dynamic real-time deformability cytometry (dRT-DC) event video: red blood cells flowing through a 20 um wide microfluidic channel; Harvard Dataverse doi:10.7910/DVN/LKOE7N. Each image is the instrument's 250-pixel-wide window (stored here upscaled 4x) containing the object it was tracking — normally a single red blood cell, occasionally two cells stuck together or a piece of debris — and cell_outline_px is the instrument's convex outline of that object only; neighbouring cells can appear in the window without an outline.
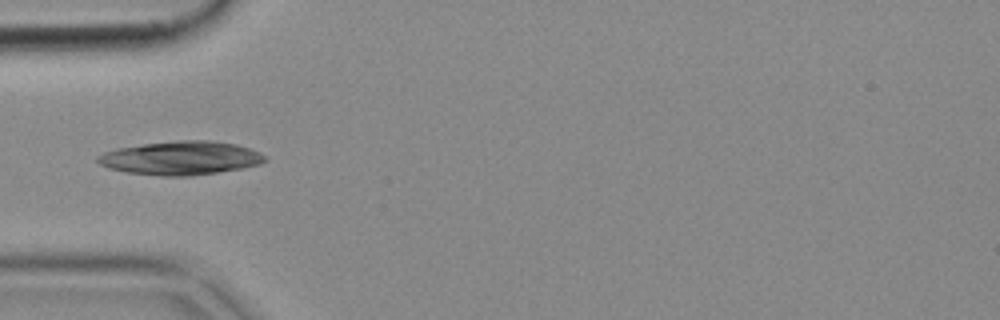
{"species": "common noctule bat (a hibernating species)", "species_latin": "Nyctalus noctula", "temperature_condition": "cold", "stored_images_in_passage": 38, "camera_frame_rate_fps": 3000, "um_per_image_px": 0.085, "animal": {"sex": "female", "body_mass_g": 18.4}, "frame": {"image": 1, "passage_image": 16, "time_ms": 5.0, "image_size_px": [1000, 320], "cell_outline_px": [[268, 160], [260, 164], [240, 168], [216, 172], [188, 176], [160, 176], [128, 172], [108, 168], [100, 164], [96, 160], [96, 156], [104, 152], [116, 148], [144, 144], [176, 140], [212, 140], [236, 144], [260, 152], [268, 156]], "centroid_in_image_um": [15.37, 13.42], "position_along_channel_um": 69.6, "area_um2": 32.83}}